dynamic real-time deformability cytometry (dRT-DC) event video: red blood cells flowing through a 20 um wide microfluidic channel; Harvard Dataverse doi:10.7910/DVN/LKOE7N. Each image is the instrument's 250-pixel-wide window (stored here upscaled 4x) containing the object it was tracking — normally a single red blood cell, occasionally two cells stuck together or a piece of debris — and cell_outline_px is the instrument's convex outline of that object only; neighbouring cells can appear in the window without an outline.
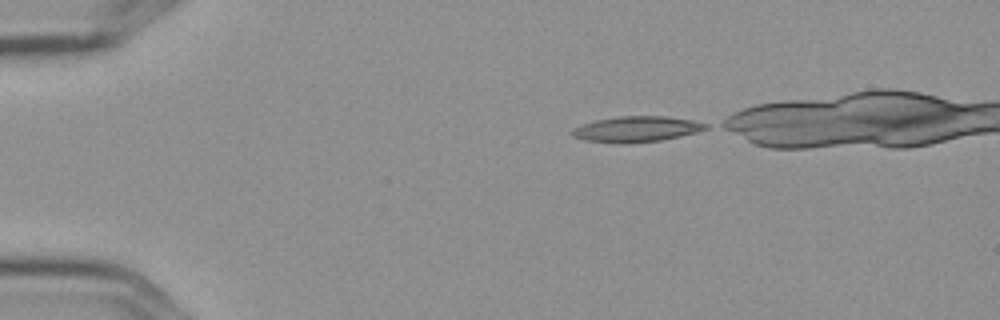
{"species": "Egyptian fruit bat (a non-hibernating species)", "species_latin": "Rousettus aegyptiacus", "temperature_condition": "cold", "stored_images_in_passage": 6, "camera_frame_rate_fps": 3000, "um_per_image_px": 0.085, "frame": {"image": 1, "passage_image": 1, "time_ms": 0.0, "image_size_px": [1000, 320], "cell_outline_px": [[708, 128], [696, 132], [680, 136], [660, 140], [624, 144], [620, 144], [584, 140], [572, 136], [572, 128], [596, 120], [620, 116], [668, 116], [692, 120], [708, 124]], "centroid_in_image_um": [54.09, 10.98], "position_along_channel_um": 30.9, "area_um2": 19.94}}
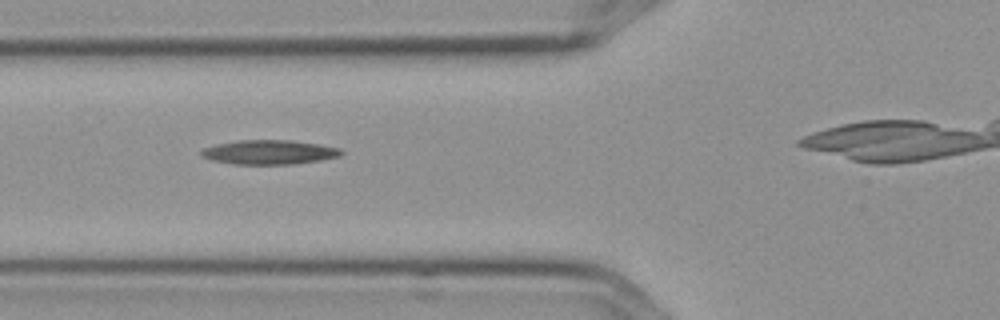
{"frame": {"image": 2, "passage_image": 4, "time_ms": 1.0, "image_size_px": [1000, 320], "cell_outline_px": [[344, 152], [340, 156], [320, 160], [292, 164], [236, 164], [212, 160], [200, 156], [200, 152], [204, 148], [216, 144], [236, 140], [292, 140], [340, 148]], "centroid_in_image_um": [22.86, 12.93], "position_along_channel_um": 102.9, "area_um2": 19.77}}
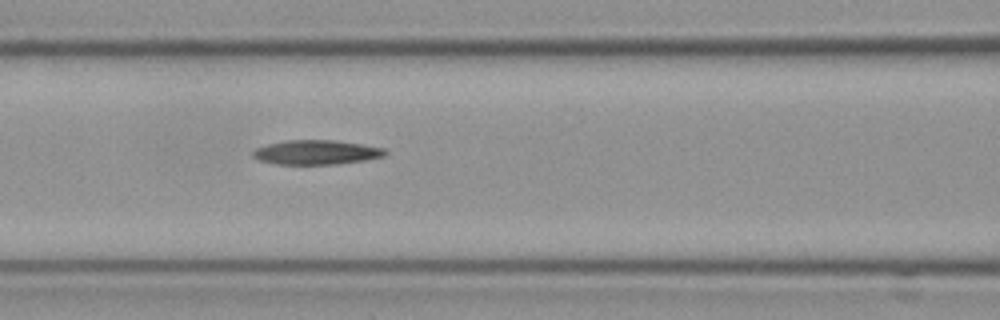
{"frame": {"image": 3, "passage_image": 5, "time_ms": 1.333, "image_size_px": [1000, 320], "cell_outline_px": [[388, 152], [384, 156], [364, 160], [336, 164], [276, 164], [260, 160], [252, 156], [252, 152], [256, 148], [268, 144], [284, 140], [336, 140], [384, 148]], "centroid_in_image_um": [26.88, 12.94], "position_along_channel_um": 139.7, "area_um2": 18.73}}